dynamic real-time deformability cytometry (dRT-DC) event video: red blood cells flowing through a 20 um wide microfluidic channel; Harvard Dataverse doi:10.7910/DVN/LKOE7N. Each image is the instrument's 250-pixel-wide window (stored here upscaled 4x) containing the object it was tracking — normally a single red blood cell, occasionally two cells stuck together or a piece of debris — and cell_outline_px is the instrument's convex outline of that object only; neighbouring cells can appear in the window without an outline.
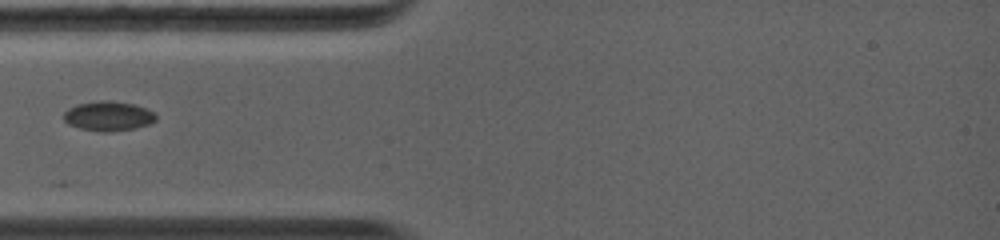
{"species": "common noctule bat (a hibernating species)", "species_latin": "Nyctalus noctula", "temperature_condition": "warm", "stored_images_in_passage": 20, "camera_frame_rate_fps": 5000, "um_per_image_px": 0.085, "animal": {"sex": "female", "body_mass_g": 19.0, "forearm_length_mm": 56.7}, "frame": {"image": 1, "passage_image": 1, "time_ms": 0.0, "image_size_px": [1000, 240], "cell_outline_px": [[156, 120], [148, 124], [136, 128], [108, 132], [104, 132], [80, 128], [68, 124], [64, 120], [64, 112], [68, 108], [76, 104], [100, 100], [108, 100], [132, 104], [144, 108], [152, 112], [156, 116]], "centroid_in_image_um": [9.17, 9.86], "position_along_channel_um": 75.8, "area_um2": 15.78}}
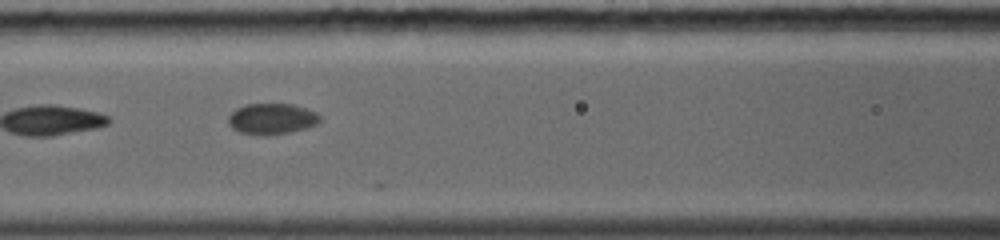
{"frame": {"image": 2, "passage_image": 4, "time_ms": 1.6, "image_size_px": [1000, 240], "cell_outline_px": [[320, 120], [316, 124], [308, 128], [268, 136], [240, 132], [232, 128], [228, 124], [228, 116], [236, 108], [244, 104], [292, 104], [316, 112], [320, 116]], "centroid_in_image_um": [23.08, 10.1], "position_along_channel_um": 143.5, "area_um2": 16.53}}